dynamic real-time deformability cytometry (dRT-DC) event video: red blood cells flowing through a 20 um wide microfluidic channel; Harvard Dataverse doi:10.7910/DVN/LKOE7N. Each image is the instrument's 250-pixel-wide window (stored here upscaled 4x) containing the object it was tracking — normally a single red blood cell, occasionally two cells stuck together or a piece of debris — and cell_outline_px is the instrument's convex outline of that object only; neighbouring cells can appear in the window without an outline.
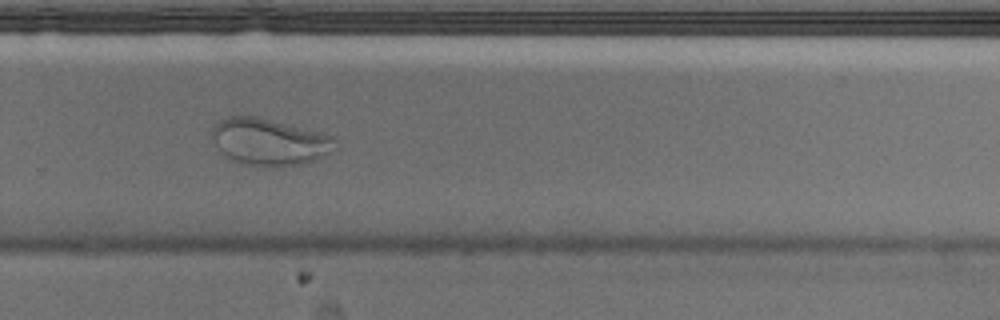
{"species": "Egyptian fruit bat (a non-hibernating species)", "species_latin": "Rousettus aegyptiacus", "temperature_condition": "cold", "stored_images_in_passage": 43, "camera_frame_rate_fps": 3000, "um_per_image_px": 0.085, "animal": {"sex": "male"}, "frame": {"image": 1, "passage_image": 25, "time_ms": 8.0, "image_size_px": [1000, 320], "cell_outline_px": [[340, 148], [312, 160], [300, 164], [268, 168], [260, 168], [244, 164], [220, 152], [212, 140], [212, 128], [220, 120], [232, 116], [256, 116], [324, 132], [336, 136]], "centroid_in_image_um": [22.96, 12.06], "position_along_channel_um": 306.8, "area_um2": 34.16}}